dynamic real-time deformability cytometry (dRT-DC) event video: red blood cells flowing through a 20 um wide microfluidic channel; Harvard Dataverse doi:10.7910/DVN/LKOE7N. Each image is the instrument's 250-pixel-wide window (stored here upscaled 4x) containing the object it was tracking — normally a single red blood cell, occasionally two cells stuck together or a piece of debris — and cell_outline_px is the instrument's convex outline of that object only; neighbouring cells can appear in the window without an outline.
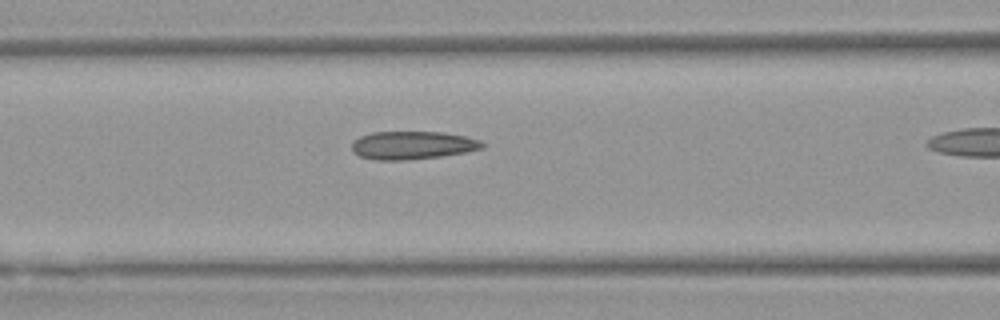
{"species": "Egyptian fruit bat (a non-hibernating species)", "species_latin": "Rousettus aegyptiacus", "temperature_condition": "warm", "stored_images_in_passage": 14, "camera_frame_rate_fps": 3000, "um_per_image_px": 0.085, "animal": {"sex": "female"}, "frame": {"image": 1, "passage_image": 10, "time_ms": 3.0, "image_size_px": [1000, 320], "cell_outline_px": [[484, 148], [464, 152], [440, 156], [412, 160], [376, 160], [360, 156], [352, 152], [352, 140], [360, 136], [372, 132], [440, 132], [464, 136], [480, 140], [484, 144]], "centroid_in_image_um": [35.02, 12.35], "position_along_channel_um": 131.6, "area_um2": 21.39}}